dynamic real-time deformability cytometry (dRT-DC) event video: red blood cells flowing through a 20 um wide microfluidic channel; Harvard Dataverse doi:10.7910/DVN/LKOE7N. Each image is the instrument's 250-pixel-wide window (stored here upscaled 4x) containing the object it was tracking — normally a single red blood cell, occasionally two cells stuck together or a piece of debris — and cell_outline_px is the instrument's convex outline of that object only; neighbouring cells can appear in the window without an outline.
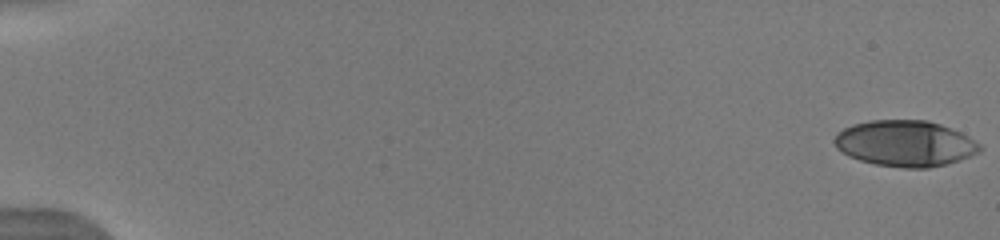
{"species": "human", "species_latin": "Homo sapiens", "temperature_condition": "warm", "stored_images_in_passage": 20, "camera_frame_rate_fps": 3000, "um_per_image_px": 0.085, "donor": {"sex": "male"}, "frame": {"image": 1, "passage_image": 1, "time_ms": 0.0, "image_size_px": [1000, 240], "cell_outline_px": [[984, 148], [980, 152], [960, 160], [948, 164], [928, 168], [904, 168], [876, 164], [860, 160], [848, 156], [836, 148], [832, 140], [844, 128], [852, 124], [872, 120], [928, 120], [940, 124], [960, 132], [968, 136], [980, 144]], "centroid_in_image_um": [76.95, 12.2], "position_along_channel_um": 8.0, "area_um2": 39.13}}
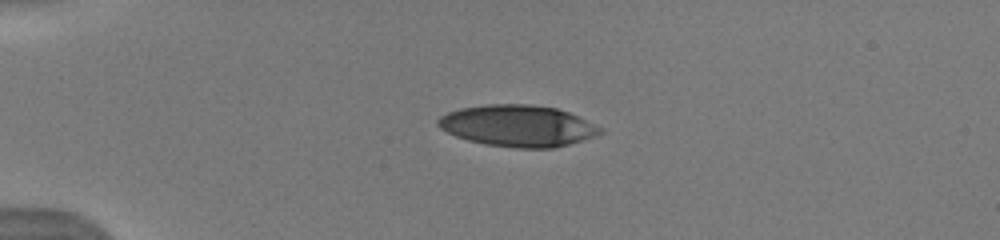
{"frame": {"image": 2, "passage_image": 7, "time_ms": 4.333, "image_size_px": [1000, 240], "cell_outline_px": [[604, 132], [596, 136], [568, 144], [552, 148], [516, 148], [484, 144], [468, 140], [456, 136], [440, 128], [436, 124], [436, 120], [440, 116], [448, 112], [460, 108], [488, 104], [532, 104], [556, 108], [568, 112], [604, 128]], "centroid_in_image_um": [44.02, 10.69], "position_along_channel_um": 41.0, "area_um2": 39.3}}
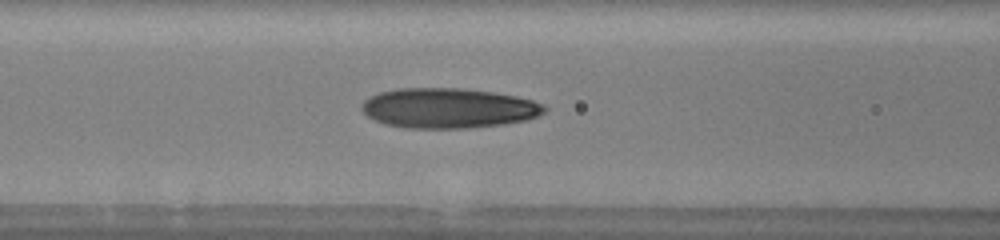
{"frame": {"image": 3, "passage_image": 13, "time_ms": 7.667, "image_size_px": [1000, 240], "cell_outline_px": [[548, 108], [544, 112], [528, 120], [504, 124], [468, 128], [404, 128], [384, 124], [368, 116], [360, 108], [364, 100], [380, 92], [400, 88], [460, 88], [492, 92], [516, 96], [532, 100], [544, 104]], "centroid_in_image_um": [38.13, 9.19], "position_along_channel_um": 128.5, "area_um2": 42.66}}